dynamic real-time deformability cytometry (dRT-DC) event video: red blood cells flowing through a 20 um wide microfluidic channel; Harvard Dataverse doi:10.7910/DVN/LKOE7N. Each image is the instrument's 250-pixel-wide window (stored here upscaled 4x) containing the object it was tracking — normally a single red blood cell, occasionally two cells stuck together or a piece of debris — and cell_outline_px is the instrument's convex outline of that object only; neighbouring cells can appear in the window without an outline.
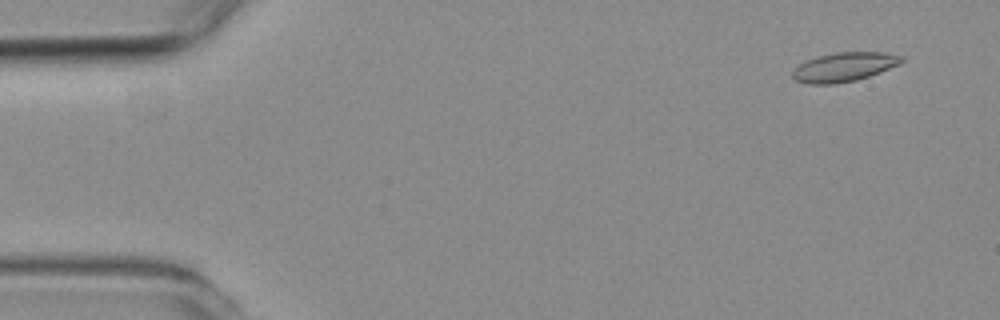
{"species": "common noctule bat (a hibernating species)", "species_latin": "Nyctalus noctula", "temperature_condition": "room temperature", "stored_images_in_passage": 54, "camera_frame_rate_fps": 3000, "um_per_image_px": 0.085, "animal": {"sex": "female", "body_mass_g": 19.3, "forearm_length_mm": 54.1}, "frame": {"image": 1, "passage_image": 3, "time_ms": 0.667, "image_size_px": [1000, 320], "cell_outline_px": [[904, 60], [900, 64], [880, 72], [856, 80], [832, 84], [808, 84], [796, 80], [792, 76], [792, 72], [804, 60], [836, 52], [884, 52], [904, 56]], "centroid_in_image_um": [71.77, 5.69], "position_along_channel_um": 13.2, "area_um2": 18.44}}
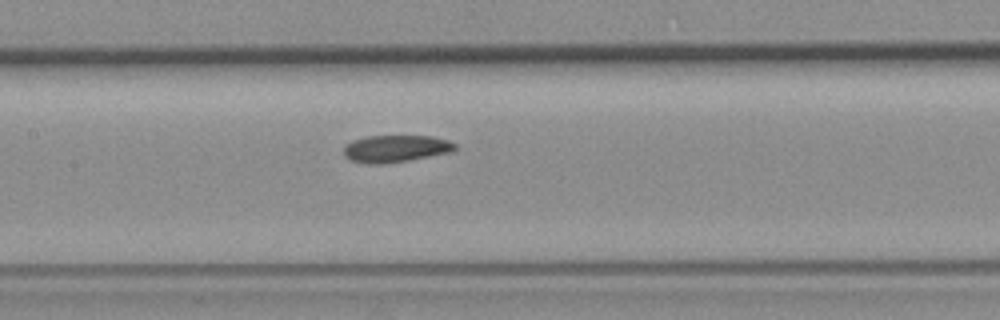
{"frame": {"image": 2, "passage_image": 25, "time_ms": 8.0, "image_size_px": [1000, 320], "cell_outline_px": [[456, 148], [452, 152], [408, 160], [384, 164], [368, 164], [352, 160], [344, 156], [344, 144], [352, 140], [368, 136], [432, 136], [448, 140], [456, 144]], "centroid_in_image_um": [33.62, 12.63], "position_along_channel_um": 173.8, "area_um2": 17.63}}
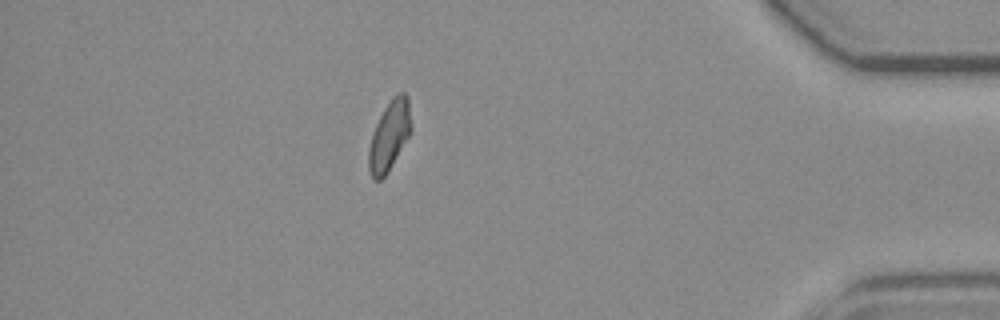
{"frame": {"image": 3, "passage_image": 47, "time_ms": 15.333, "image_size_px": [1000, 320], "cell_outline_px": [[412, 132], [388, 172], [380, 180], [372, 180], [368, 168], [368, 148], [376, 124], [384, 108], [392, 96], [400, 92], [404, 92], [408, 96], [412, 124]], "centroid_in_image_um": [33.12, 11.53], "position_along_channel_um": 402.1, "area_um2": 17.51}, "authors_computed_cell_mechanics": {"area_um2": 17.8602, "velocity_mm_per_s": 3.7563, "shape_relaxation_time_tau1_ms": null, "shape_relaxation_time_tau2_ms": 6.8483, "deformation_change_tau1": null, "deformation_change_tau2": 0.1434}}